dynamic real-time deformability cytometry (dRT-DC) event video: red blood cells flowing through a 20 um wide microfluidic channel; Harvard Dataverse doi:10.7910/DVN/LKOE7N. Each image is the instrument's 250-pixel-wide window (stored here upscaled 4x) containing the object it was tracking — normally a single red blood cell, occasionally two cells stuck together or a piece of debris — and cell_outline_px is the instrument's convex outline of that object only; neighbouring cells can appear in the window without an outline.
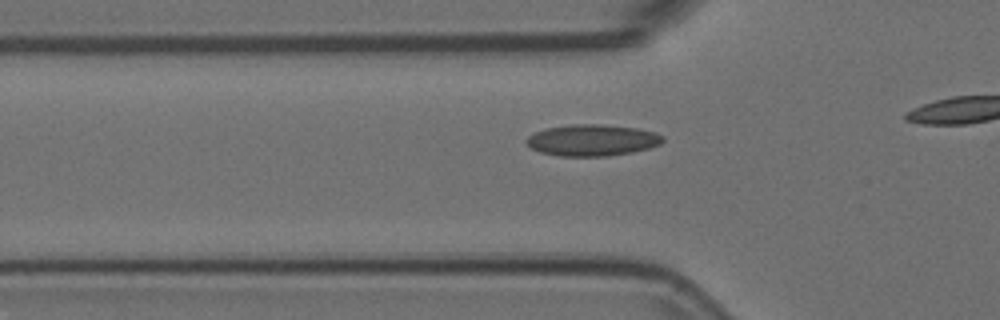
{"species": "Egyptian fruit bat (a non-hibernating species)", "species_latin": "Rousettus aegyptiacus", "temperature_condition": "room temperature", "stored_images_in_passage": 16, "camera_frame_rate_fps": 3000, "um_per_image_px": 0.085, "animal": {"sex": "female"}, "frame": {"image": 1, "passage_image": 10, "time_ms": 3.0, "image_size_px": [1000, 320], "cell_outline_px": [[664, 140], [660, 144], [648, 148], [632, 152], [608, 156], [560, 156], [540, 152], [532, 148], [524, 140], [528, 136], [544, 128], [572, 124], [600, 124], [636, 128], [656, 132], [664, 136]], "centroid_in_image_um": [50.34, 11.91], "position_along_channel_um": 75.5, "area_um2": 25.03}}
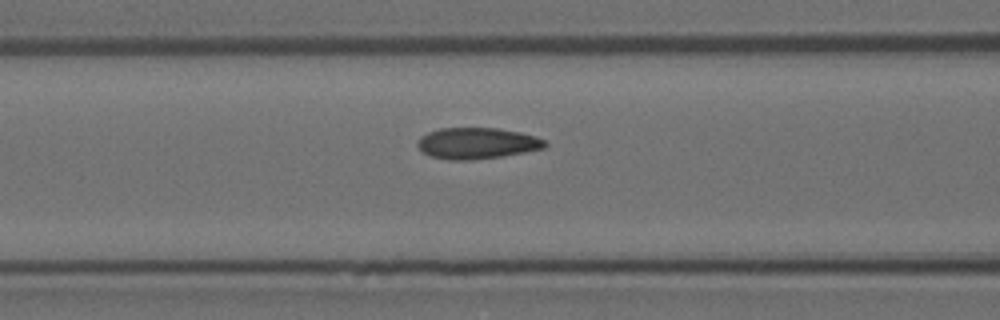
{"frame": {"image": 2, "passage_image": 14, "time_ms": 4.333, "image_size_px": [1000, 320], "cell_outline_px": [[548, 144], [544, 148], [524, 152], [500, 156], [468, 160], [452, 160], [432, 156], [424, 152], [416, 144], [420, 136], [428, 132], [440, 128], [500, 128], [520, 132], [536, 136], [544, 140]], "centroid_in_image_um": [40.55, 12.16], "position_along_channel_um": 126.0, "area_um2": 23.0}}